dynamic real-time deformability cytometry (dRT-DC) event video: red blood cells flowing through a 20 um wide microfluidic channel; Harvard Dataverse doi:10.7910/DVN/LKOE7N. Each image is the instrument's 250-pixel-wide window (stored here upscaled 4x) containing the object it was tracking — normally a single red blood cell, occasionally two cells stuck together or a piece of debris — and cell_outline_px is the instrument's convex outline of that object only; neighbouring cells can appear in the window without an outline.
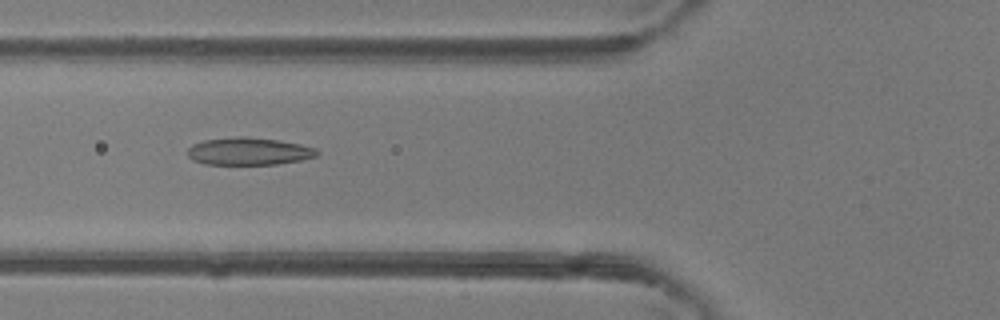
{"species": "common noctule bat (a hibernating species)", "species_latin": "Nyctalus noctula", "temperature_condition": "room temperature", "stored_images_in_passage": 6, "camera_frame_rate_fps": 3000, "um_per_image_px": 0.085, "animal": {"sex": "female"}, "frame": {"image": 1, "passage_image": 6, "time_ms": 1.667, "image_size_px": [1000, 320], "cell_outline_px": [[320, 152], [316, 156], [300, 160], [276, 164], [204, 164], [192, 160], [188, 156], [188, 148], [192, 144], [204, 140], [236, 136], [244, 136], [280, 140], [300, 144], [316, 148]], "centroid_in_image_um": [21.14, 12.85], "position_along_channel_um": 104.7, "area_um2": 20.81}}